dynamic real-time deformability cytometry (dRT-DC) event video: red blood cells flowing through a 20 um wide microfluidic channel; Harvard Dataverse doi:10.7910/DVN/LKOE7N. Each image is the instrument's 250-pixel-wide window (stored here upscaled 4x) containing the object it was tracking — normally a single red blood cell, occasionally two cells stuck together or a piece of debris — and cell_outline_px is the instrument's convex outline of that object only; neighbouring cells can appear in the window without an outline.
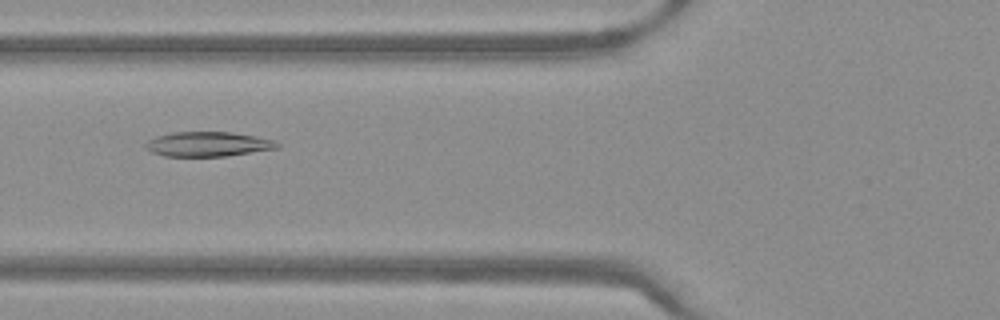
{"species": "Egyptian fruit bat (a non-hibernating species)", "species_latin": "Rousettus aegyptiacus", "temperature_condition": "warm", "stored_images_in_passage": 50, "camera_frame_rate_fps": 3000, "um_per_image_px": 0.085, "frame": {"image": 1, "passage_image": 19, "time_ms": 6.0, "image_size_px": [1000, 320], "cell_outline_px": [[280, 148], [228, 156], [164, 156], [152, 152], [144, 148], [144, 144], [148, 140], [156, 136], [172, 132], [232, 132], [256, 136], [272, 140], [280, 144]], "centroid_in_image_um": [17.67, 12.25], "position_along_channel_um": 108.1, "area_um2": 19.07}}
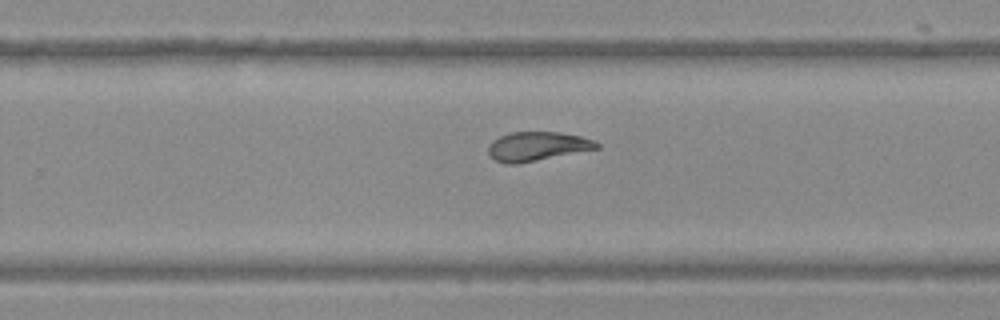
{"frame": {"image": 2, "passage_image": 32, "time_ms": 10.333, "image_size_px": [1000, 320], "cell_outline_px": [[600, 148], [516, 164], [504, 164], [488, 156], [488, 144], [492, 140], [500, 136], [512, 132], [560, 132], [580, 136], [592, 140], [600, 144]], "centroid_in_image_um": [45.62, 12.44], "position_along_channel_um": 284.2, "area_um2": 18.38}}
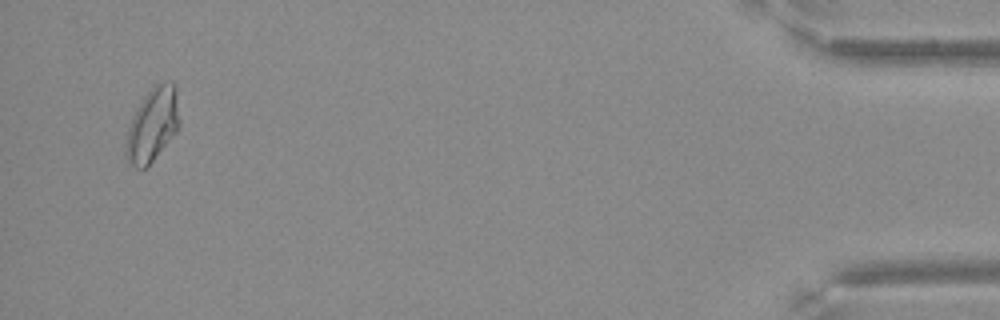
{"frame": {"image": 3, "passage_image": 48, "time_ms": 15.667, "image_size_px": [1000, 320], "cell_outline_px": [[180, 128], [152, 160], [144, 168], [136, 168], [128, 164], [124, 152], [124, 144], [128, 128], [132, 116], [136, 108], [144, 96], [156, 84], [172, 80], [176, 84], [180, 120]], "centroid_in_image_um": [12.96, 10.59], "position_along_channel_um": 422.2, "area_um2": 23.29}}